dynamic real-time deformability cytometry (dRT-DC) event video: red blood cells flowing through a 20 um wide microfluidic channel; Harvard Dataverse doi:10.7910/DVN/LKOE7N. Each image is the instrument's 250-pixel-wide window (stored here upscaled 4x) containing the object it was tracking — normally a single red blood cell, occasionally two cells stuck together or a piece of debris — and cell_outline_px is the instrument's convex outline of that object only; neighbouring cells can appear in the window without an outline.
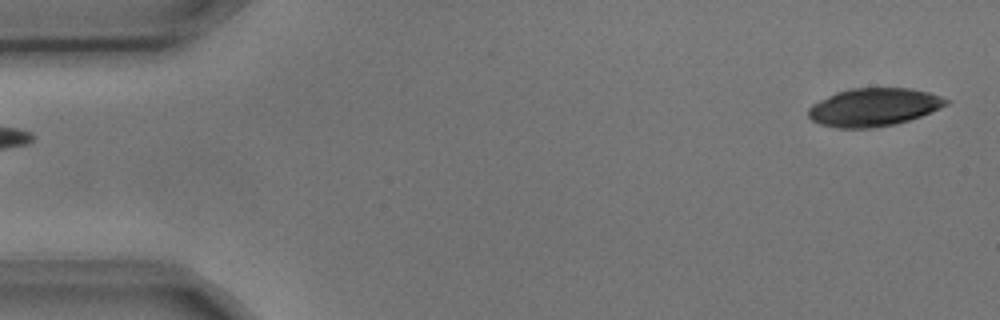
{"species": "common noctule bat (a hibernating species)", "species_latin": "Nyctalus noctula", "temperature_condition": "cold", "stored_images_in_passage": 4, "camera_frame_rate_fps": 3000, "um_per_image_px": 0.085, "animal": {"sex": "male", "body_mass_g": 17.9, "forearm_length_mm": 54.2}, "frame": {"image": 1, "passage_image": 4, "time_ms": 1.0, "image_size_px": [1000, 320], "cell_outline_px": [[952, 100], [948, 104], [940, 108], [920, 116], [896, 124], [872, 128], [836, 128], [820, 124], [812, 120], [808, 116], [808, 108], [812, 104], [836, 92], [852, 88], [908, 88], [928, 92]], "centroid_in_image_um": [74.26, 9.11], "position_along_channel_um": 10.7, "area_um2": 30.52}}